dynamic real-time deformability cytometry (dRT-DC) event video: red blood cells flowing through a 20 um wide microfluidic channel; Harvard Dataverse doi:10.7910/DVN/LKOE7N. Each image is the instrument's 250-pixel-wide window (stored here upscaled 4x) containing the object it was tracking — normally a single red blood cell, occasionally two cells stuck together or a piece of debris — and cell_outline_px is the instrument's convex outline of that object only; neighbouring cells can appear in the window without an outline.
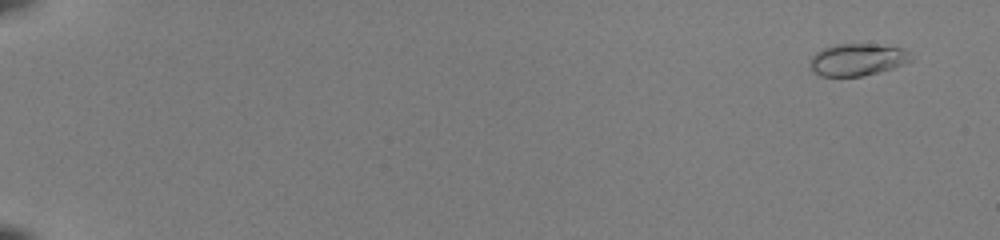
{"species": "common noctule bat (a hibernating species)", "species_latin": "Nyctalus noctula", "temperature_condition": "room temperature", "stored_images_in_passage": 54, "camera_frame_rate_fps": 3000, "um_per_image_px": 0.085, "animal": {"sex": "female", "body_mass_g": 22.0, "forearm_length_mm": 56.7}, "frame": {"image": 1, "passage_image": 4, "time_ms": 1.0, "image_size_px": [1000, 240], "cell_outline_px": [[912, 60], [892, 68], [880, 72], [860, 76], [820, 76], [812, 72], [812, 56], [816, 52], [832, 44], [876, 44], [904, 48], [912, 56]], "centroid_in_image_um": [72.89, 5.06], "position_along_channel_um": 12.1, "area_um2": 18.84}}
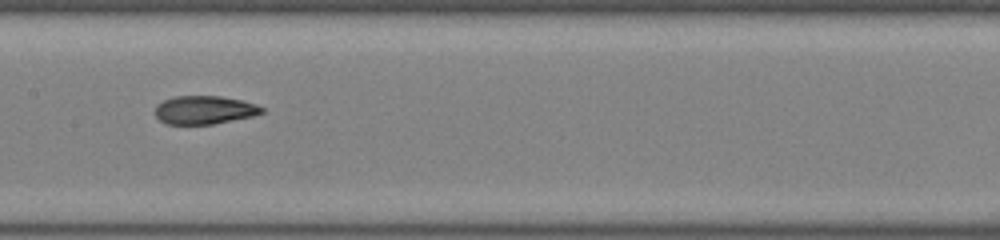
{"frame": {"image": 2, "passage_image": 31, "time_ms": 10.0, "image_size_px": [1000, 240], "cell_outline_px": [[264, 112], [252, 116], [212, 124], [164, 124], [156, 116], [156, 104], [164, 100], [176, 96], [220, 96], [240, 100], [256, 104], [264, 108]], "centroid_in_image_um": [17.36, 9.34], "position_along_channel_um": 190.0, "area_um2": 17.51}}
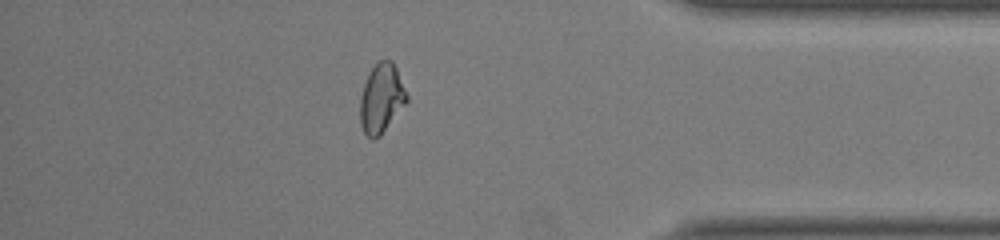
{"frame": {"image": 3, "passage_image": 48, "time_ms": 15.667, "image_size_px": [1000, 240], "cell_outline_px": [[408, 100], [380, 136], [372, 140], [364, 132], [360, 124], [360, 96], [364, 84], [372, 68], [380, 60], [392, 60], [396, 68], [408, 96]], "centroid_in_image_um": [32.41, 8.38], "position_along_channel_um": 402.8, "area_um2": 18.55}, "authors_computed_cell_mechanics": {"area_um2": 18.3804, "velocity_mm_per_s": 4.095, "shape_relaxation_time_tau1_ms": null, "shape_relaxation_time_tau2_ms": 1.3522, "deformation_change_tau1": null, "deformation_change_tau2": 0.0567}}